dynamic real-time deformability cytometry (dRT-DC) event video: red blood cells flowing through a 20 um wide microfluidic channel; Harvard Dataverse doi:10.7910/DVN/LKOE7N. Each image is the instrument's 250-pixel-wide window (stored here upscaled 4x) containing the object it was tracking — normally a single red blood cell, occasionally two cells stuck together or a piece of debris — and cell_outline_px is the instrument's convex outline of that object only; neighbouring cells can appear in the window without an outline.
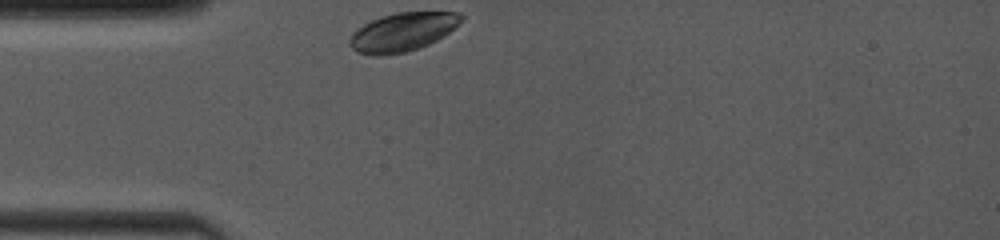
{"species": "common noctule bat (a hibernating species)", "species_latin": "Nyctalus noctula", "temperature_condition": "room temperature", "stored_images_in_passage": 1, "camera_frame_rate_fps": 4000, "um_per_image_px": 0.085, "animal": {"sex": "female", "body_mass_g": 19.0, "forearm_length_mm": 53.3}, "frame": {"image": 1, "passage_image": 1, "time_ms": 0.0, "image_size_px": [1000, 240], "cell_outline_px": [[464, 16], [444, 36], [428, 44], [404, 52], [380, 56], [376, 56], [356, 52], [348, 44], [348, 40], [352, 32], [364, 24], [372, 20], [396, 12], [460, 12]], "centroid_in_image_um": [34.16, 2.72], "position_along_channel_um": 50.8, "area_um2": 24.8}}